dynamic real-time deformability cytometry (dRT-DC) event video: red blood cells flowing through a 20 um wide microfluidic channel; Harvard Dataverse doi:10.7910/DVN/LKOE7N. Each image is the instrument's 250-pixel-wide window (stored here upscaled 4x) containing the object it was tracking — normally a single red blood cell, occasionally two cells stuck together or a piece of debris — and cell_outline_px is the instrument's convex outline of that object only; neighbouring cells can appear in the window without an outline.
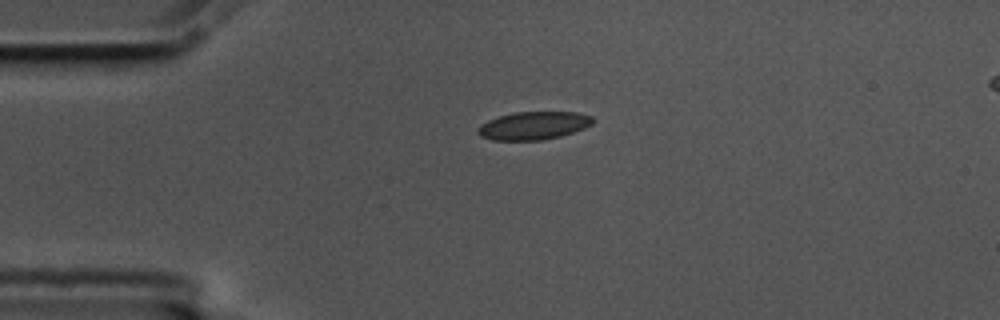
{"species": "common noctule bat (a hibernating species)", "species_latin": "Nyctalus noctula", "temperature_condition": "cold", "stored_images_in_passage": 3, "camera_frame_rate_fps": 3000, "um_per_image_px": 0.085, "animal": {"sex": "male", "body_mass_g": 17.5, "forearm_length_mm": 52.3}, "frame": {"image": 1, "passage_image": 1, "time_ms": 0.0, "image_size_px": [1000, 320], "cell_outline_px": [[596, 120], [592, 124], [584, 128], [560, 136], [540, 140], [492, 140], [480, 136], [476, 132], [480, 124], [488, 120], [512, 112], [576, 112], [592, 116]], "centroid_in_image_um": [45.34, 10.67], "position_along_channel_um": 39.7, "area_um2": 18.79}}